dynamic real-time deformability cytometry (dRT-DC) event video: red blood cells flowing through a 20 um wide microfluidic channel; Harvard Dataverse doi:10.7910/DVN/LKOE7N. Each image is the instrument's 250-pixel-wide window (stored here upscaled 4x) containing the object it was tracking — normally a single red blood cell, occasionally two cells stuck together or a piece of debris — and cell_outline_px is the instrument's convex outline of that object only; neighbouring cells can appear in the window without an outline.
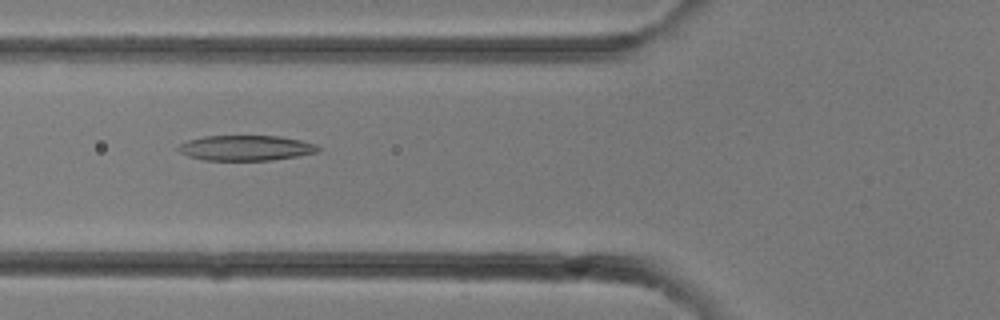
{"species": "common noctule bat (a hibernating species)", "species_latin": "Nyctalus noctula", "temperature_condition": "room temperature", "stored_images_in_passage": 20, "camera_frame_rate_fps": 3000, "um_per_image_px": 0.085, "animal": {"sex": "female"}, "frame": {"image": 1, "passage_image": 10, "time_ms": 3.0, "image_size_px": [1000, 320], "cell_outline_px": [[320, 148], [316, 152], [296, 156], [272, 160], [204, 160], [188, 156], [180, 152], [176, 148], [180, 144], [188, 140], [204, 136], [280, 136], [300, 140], [316, 144]], "centroid_in_image_um": [20.87, 12.57], "position_along_channel_um": 104.9, "area_um2": 20.46}}
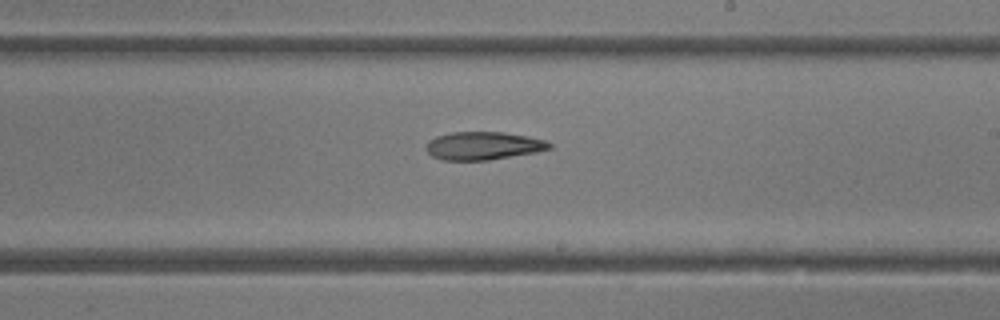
{"frame": {"image": 2, "passage_image": 16, "time_ms": 5.0, "image_size_px": [1000, 320], "cell_outline_px": [[552, 148], [536, 152], [488, 160], [444, 160], [432, 156], [428, 152], [428, 140], [436, 136], [452, 132], [504, 132], [528, 136], [544, 140], [552, 144]], "centroid_in_image_um": [41.1, 12.38], "position_along_channel_um": 247.9, "area_um2": 20.0}}
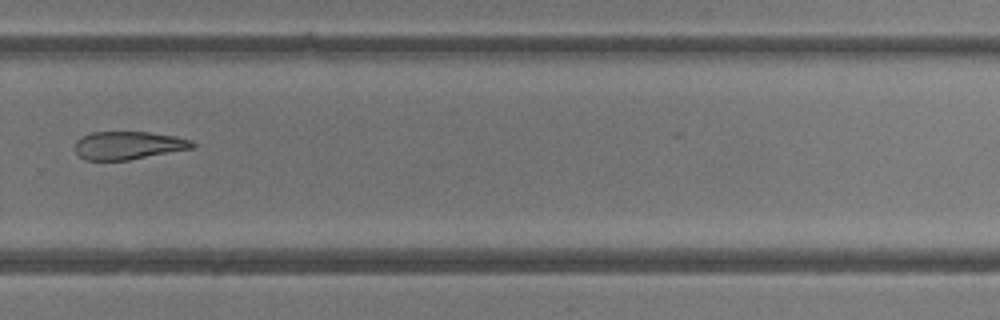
{"frame": {"image": 3, "passage_image": 19, "time_ms": 6.0, "image_size_px": [1000, 320], "cell_outline_px": [[196, 148], [128, 160], [84, 160], [76, 152], [76, 140], [92, 132], [148, 132], [176, 136], [192, 140], [196, 144]], "centroid_in_image_um": [10.97, 12.36], "position_along_channel_um": 318.8, "area_um2": 19.25}}